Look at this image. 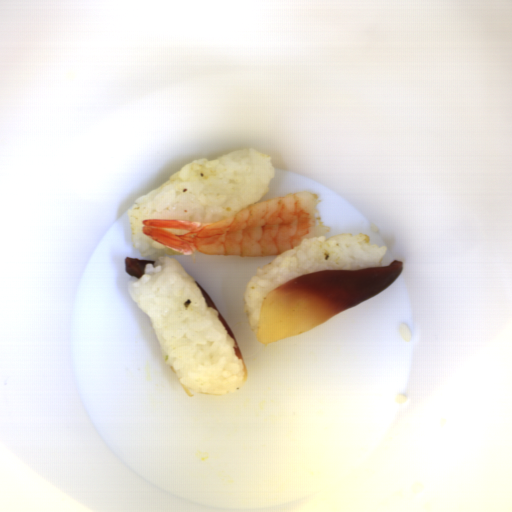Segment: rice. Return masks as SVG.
<instances>
[{"label":"rice","mask_w":512,"mask_h":512,"mask_svg":"<svg viewBox=\"0 0 512 512\" xmlns=\"http://www.w3.org/2000/svg\"><path fill=\"white\" fill-rule=\"evenodd\" d=\"M275 177L271 155L253 148L199 159L170 175L128 209L130 241L154 264L128 283L137 307L150 318L161 357L195 394L232 395L245 384L237 343L195 280L171 256L182 255L144 234L143 220L213 224L257 204Z\"/></svg>","instance_id":"652b925c"},{"label":"rice","mask_w":512,"mask_h":512,"mask_svg":"<svg viewBox=\"0 0 512 512\" xmlns=\"http://www.w3.org/2000/svg\"><path fill=\"white\" fill-rule=\"evenodd\" d=\"M371 238L369 234L351 232L330 238H306L299 246L256 268L243 295L245 314L254 334L257 336L261 305L267 294L291 279L315 271L383 267L388 248L371 245Z\"/></svg>","instance_id":"023b6e5f"}]
</instances>
